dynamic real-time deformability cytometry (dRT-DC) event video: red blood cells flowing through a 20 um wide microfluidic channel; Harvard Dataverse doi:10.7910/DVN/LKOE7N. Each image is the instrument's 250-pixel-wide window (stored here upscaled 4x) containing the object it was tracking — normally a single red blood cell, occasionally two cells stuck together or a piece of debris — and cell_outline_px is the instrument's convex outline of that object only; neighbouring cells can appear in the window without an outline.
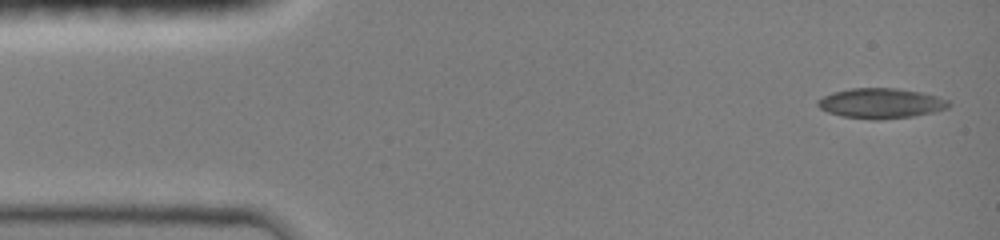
{"species": "common noctule bat (a hibernating species)", "species_latin": "Nyctalus noctula", "temperature_condition": "room temperature", "stored_images_in_passage": 34, "camera_frame_rate_fps": 3000, "um_per_image_px": 0.085, "animal": {"sex": "female", "body_mass_g": 19.0, "forearm_length_mm": 51.5}, "frame": {"image": 1, "passage_image": 1, "time_ms": 0.0, "image_size_px": [1000, 240], "cell_outline_px": [[952, 104], [948, 108], [932, 112], [912, 116], [880, 120], [872, 120], [840, 116], [828, 112], [820, 108], [816, 104], [816, 100], [832, 92], [852, 88], [896, 88], [920, 92], [936, 96], [948, 100]], "centroid_in_image_um": [74.85, 8.78], "position_along_channel_um": 10.2, "area_um2": 23.06}}
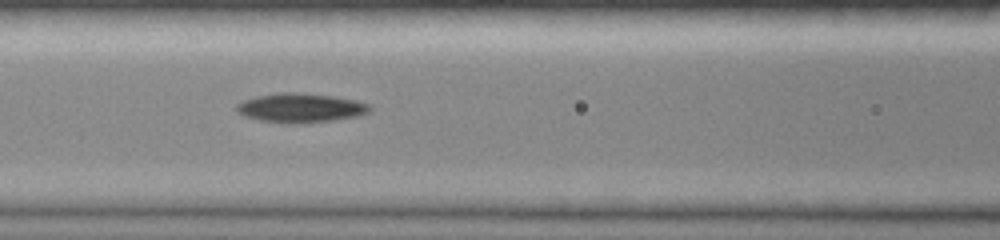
{"frame": {"image": 2, "passage_image": 19, "time_ms": 5.667, "image_size_px": [1000, 240], "cell_outline_px": [[368, 112], [356, 116], [332, 120], [260, 120], [244, 116], [236, 112], [236, 104], [244, 100], [256, 96], [280, 92], [296, 92], [332, 96], [356, 100], [368, 104]], "centroid_in_image_um": [25.5, 9.11], "position_along_channel_um": 141.1, "area_um2": 21.39}}
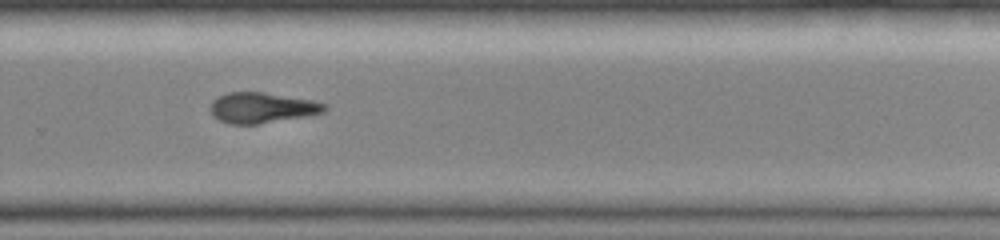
{"frame": {"image": 3, "passage_image": 34, "time_ms": 9.667, "image_size_px": [1000, 240], "cell_outline_px": [[328, 108], [324, 112], [308, 116], [260, 124], [228, 124], [212, 116], [212, 100], [228, 92], [264, 92], [312, 100], [324, 104]], "centroid_in_image_um": [22.28, 9.17], "position_along_channel_um": 307.5, "area_um2": 20.29}}